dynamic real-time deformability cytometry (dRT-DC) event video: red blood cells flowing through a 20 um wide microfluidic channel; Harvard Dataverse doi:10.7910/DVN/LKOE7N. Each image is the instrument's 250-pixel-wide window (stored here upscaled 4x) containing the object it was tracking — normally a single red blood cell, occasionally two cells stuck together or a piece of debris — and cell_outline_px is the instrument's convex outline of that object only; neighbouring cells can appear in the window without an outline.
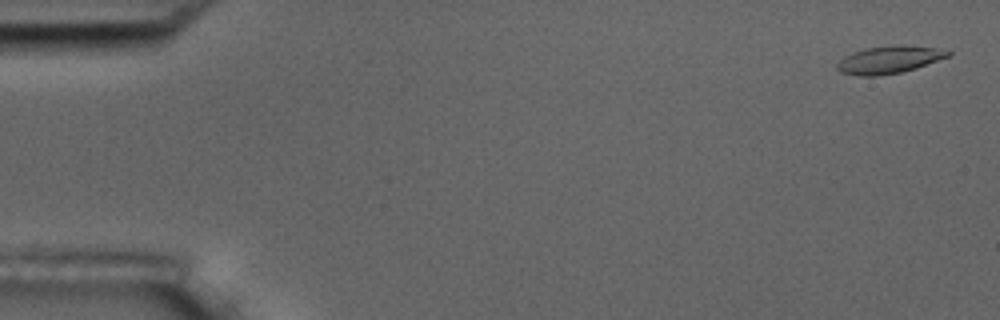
{"species": "common noctule bat (a hibernating species)", "species_latin": "Nyctalus noctula", "temperature_condition": "room temperature", "stored_images_in_passage": 15, "camera_frame_rate_fps": 3000, "um_per_image_px": 0.085, "animal": {"sex": "male", "body_mass_g": 17.5, "forearm_length_mm": 52.3}, "frame": {"image": 1, "passage_image": 1, "time_ms": 0.0, "image_size_px": [1000, 320], "cell_outline_px": [[952, 52], [948, 56], [916, 68], [900, 72], [876, 76], [860, 76], [840, 72], [836, 68], [836, 64], [844, 56], [852, 52], [864, 48], [892, 44], [900, 44], [936, 48]], "centroid_in_image_um": [75.52, 5.06], "position_along_channel_um": 9.5, "area_um2": 17.8}}
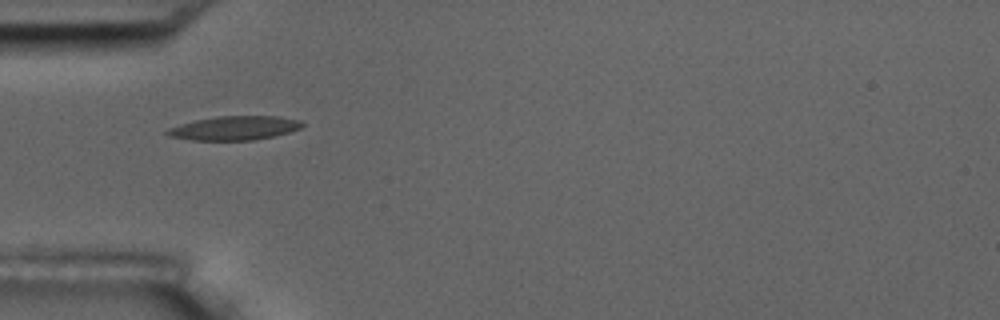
{"frame": {"image": 2, "passage_image": 5, "time_ms": 1.333, "image_size_px": [1000, 320], "cell_outline_px": [[304, 124], [300, 128], [288, 132], [272, 136], [252, 140], [192, 140], [168, 136], [164, 132], [168, 128], [180, 124], [196, 120], [216, 116], [280, 116], [300, 120]], "centroid_in_image_um": [19.9, 10.88], "position_along_channel_um": 65.1, "area_um2": 18.79}}
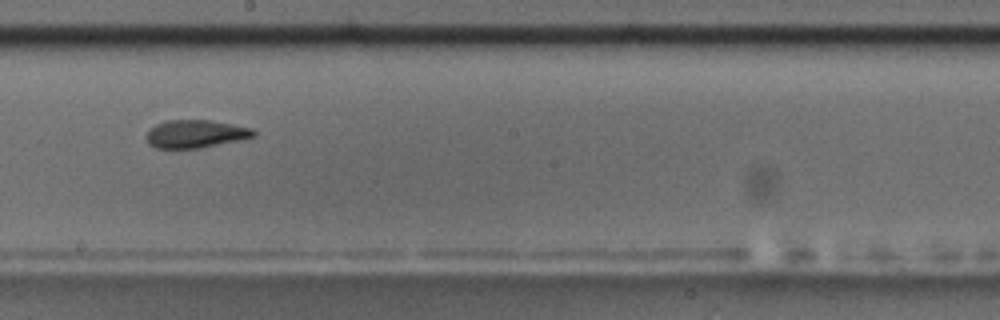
{"frame": {"image": 3, "passage_image": 9, "time_ms": 2.667, "image_size_px": [1000, 320], "cell_outline_px": [[256, 136], [200, 148], [156, 148], [148, 144], [144, 136], [148, 128], [156, 124], [168, 120], [212, 120], [252, 128], [256, 132]], "centroid_in_image_um": [16.56, 11.37], "position_along_channel_um": 231.6, "area_um2": 17.57}}